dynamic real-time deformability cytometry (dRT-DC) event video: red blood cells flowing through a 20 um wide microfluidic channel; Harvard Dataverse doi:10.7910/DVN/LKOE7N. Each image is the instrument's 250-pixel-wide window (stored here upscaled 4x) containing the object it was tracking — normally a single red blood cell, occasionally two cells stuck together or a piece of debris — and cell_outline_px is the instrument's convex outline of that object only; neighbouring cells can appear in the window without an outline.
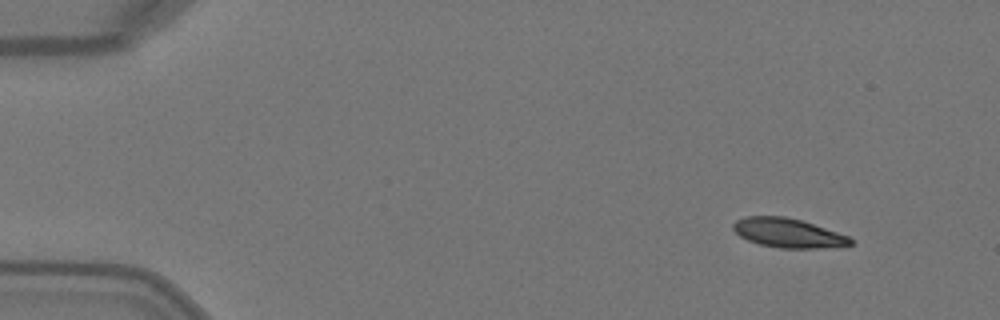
{"species": "Egyptian fruit bat (a non-hibernating species)", "species_latin": "Rousettus aegyptiacus", "temperature_condition": "warm", "stored_images_in_passage": 7, "camera_frame_rate_fps": 3000, "um_per_image_px": 0.085, "animal": {"sex": "female"}, "frame": {"image": 1, "passage_image": 1, "time_ms": 0.0, "image_size_px": [1000, 320], "cell_outline_px": [[856, 240], [852, 244], [844, 248], [780, 248], [760, 244], [748, 240], [740, 236], [732, 228], [732, 224], [736, 220], [744, 216], [784, 216], [800, 220], [848, 236]], "centroid_in_image_um": [67.03, 19.82], "position_along_channel_um": 18.0, "area_um2": 20.11}}
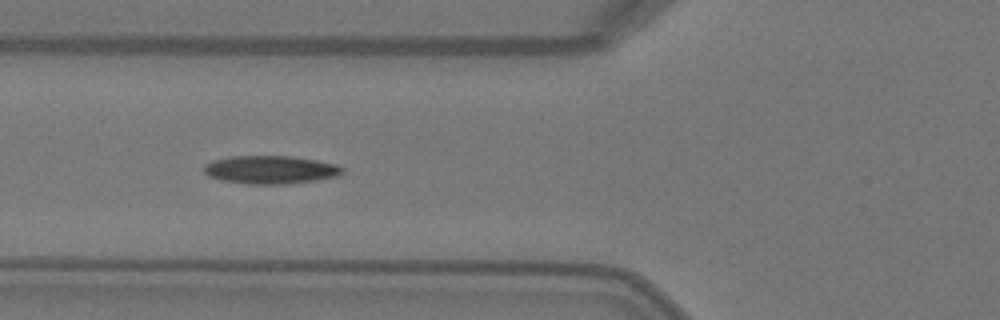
{"frame": {"image": 2, "passage_image": 5, "time_ms": 1.333, "image_size_px": [1000, 320], "cell_outline_px": [[344, 172], [336, 176], [288, 184], [244, 184], [220, 180], [208, 176], [204, 172], [204, 164], [212, 160], [232, 156], [292, 156], [316, 160], [336, 164], [344, 168]], "centroid_in_image_um": [22.95, 14.42], "position_along_channel_um": 102.9, "area_um2": 22.77}}
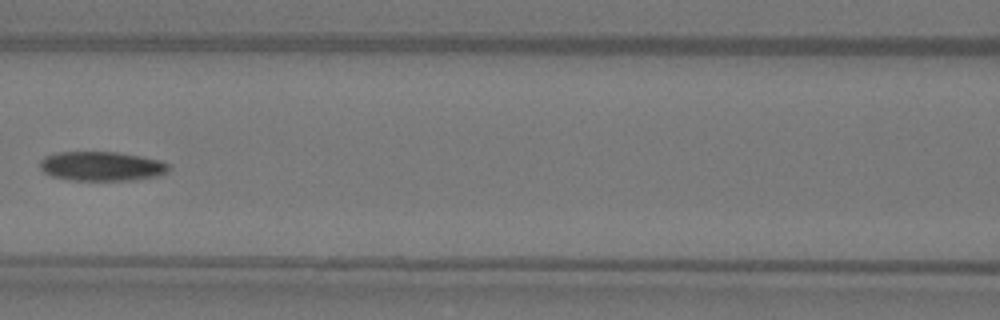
{"frame": {"image": 3, "passage_image": 6, "time_ms": 1.667, "image_size_px": [1000, 320], "cell_outline_px": [[172, 168], [168, 172], [156, 176], [132, 180], [72, 180], [52, 176], [44, 172], [40, 168], [40, 160], [44, 156], [56, 152], [116, 152], [144, 156], [160, 160], [168, 164]], "centroid_in_image_um": [8.66, 14.12], "position_along_channel_um": 157.9, "area_um2": 22.2}}